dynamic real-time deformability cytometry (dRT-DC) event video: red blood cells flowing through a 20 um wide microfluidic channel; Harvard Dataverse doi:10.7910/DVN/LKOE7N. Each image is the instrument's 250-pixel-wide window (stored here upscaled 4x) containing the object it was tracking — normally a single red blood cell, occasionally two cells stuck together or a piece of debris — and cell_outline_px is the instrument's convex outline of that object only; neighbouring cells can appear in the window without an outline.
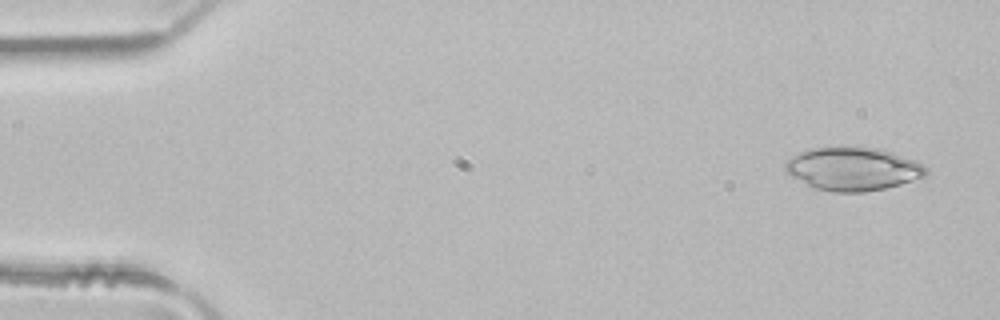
{"species": "common noctule bat (a hibernating species)", "species_latin": "Nyctalus noctula", "temperature_condition": "room temperature", "stored_images_in_passage": 4, "camera_frame_rate_fps": 3000, "um_per_image_px": 0.085, "animal": {"sex": "male", "body_mass_g": 21.5, "forearm_length_mm": 52.0}, "frame": {"image": 1, "passage_image": 1, "time_ms": 0.0, "image_size_px": [1000, 320], "cell_outline_px": [[928, 172], [924, 176], [900, 184], [884, 188], [864, 192], [832, 192], [812, 188], [792, 176], [784, 168], [784, 164], [792, 156], [808, 148], [880, 148], [916, 160], [924, 164], [928, 168]], "centroid_in_image_um": [72.51, 14.37], "position_along_channel_um": 12.5, "area_um2": 35.26}}